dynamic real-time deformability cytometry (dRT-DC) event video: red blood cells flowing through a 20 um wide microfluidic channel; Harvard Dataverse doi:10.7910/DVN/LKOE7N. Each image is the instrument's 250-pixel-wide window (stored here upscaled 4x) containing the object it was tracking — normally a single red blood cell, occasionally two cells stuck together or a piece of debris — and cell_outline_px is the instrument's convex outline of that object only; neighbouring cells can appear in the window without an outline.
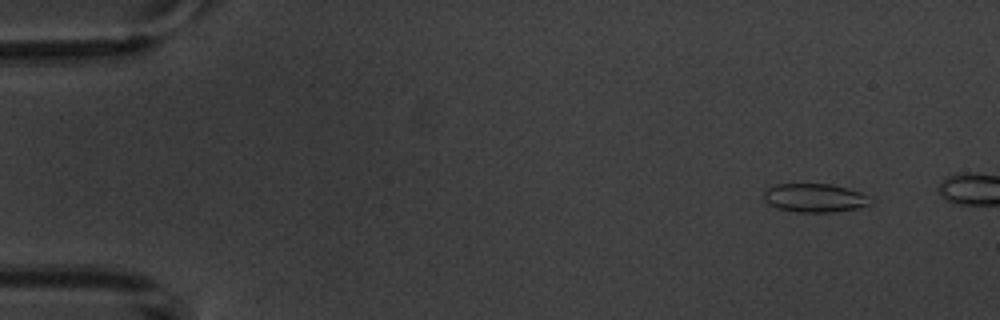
{"species": "common noctule bat (a hibernating species)", "species_latin": "Nyctalus noctula", "temperature_condition": "warm", "stored_images_in_passage": 4, "camera_frame_rate_fps": 3000, "um_per_image_px": 0.085, "animal": {"sex": "male", "body_mass_g": 20.1, "forearm_length_mm": 53.5}, "frame": {"image": 1, "passage_image": 2, "time_ms": 1.333, "image_size_px": [1000, 320], "cell_outline_px": [[872, 204], [856, 208], [832, 212], [796, 212], [776, 208], [768, 204], [764, 200], [764, 192], [768, 188], [776, 184], [832, 184], [848, 188], [872, 196]], "centroid_in_image_um": [69.28, 16.82], "position_along_channel_um": 15.7, "area_um2": 17.98}}